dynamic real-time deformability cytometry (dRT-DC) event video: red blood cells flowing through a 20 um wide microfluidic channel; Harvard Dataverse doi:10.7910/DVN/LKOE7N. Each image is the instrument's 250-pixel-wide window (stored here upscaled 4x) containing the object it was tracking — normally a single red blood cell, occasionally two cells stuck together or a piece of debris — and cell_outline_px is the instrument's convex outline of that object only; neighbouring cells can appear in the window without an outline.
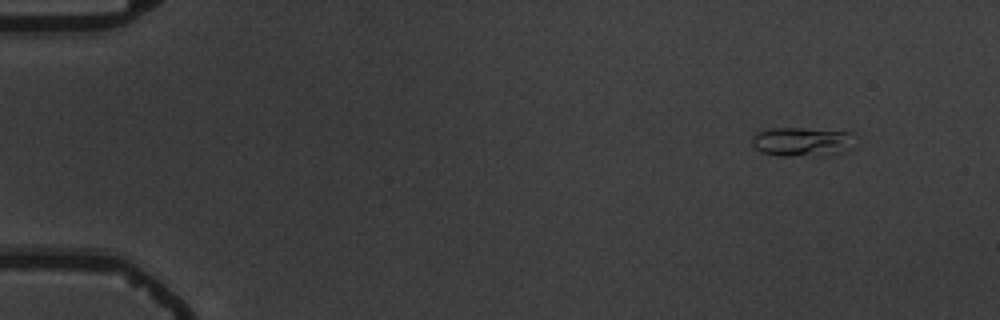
{"species": "common noctule bat (a hibernating species)", "species_latin": "Nyctalus noctula", "temperature_condition": "warm", "stored_images_in_passage": 6, "camera_frame_rate_fps": 3000, "um_per_image_px": 0.085, "animal": {"sex": "male", "body_mass_g": 19.5, "forearm_length_mm": 54.6}, "frame": {"image": 1, "passage_image": 1, "time_ms": 0.0, "image_size_px": [1000, 320], "cell_outline_px": [[860, 144], [844, 152], [832, 156], [780, 156], [760, 152], [752, 144], [752, 136], [756, 132], [772, 128], [804, 128], [856, 132]], "centroid_in_image_um": [68.35, 12.06], "position_along_channel_um": 16.7, "area_um2": 18.55}}
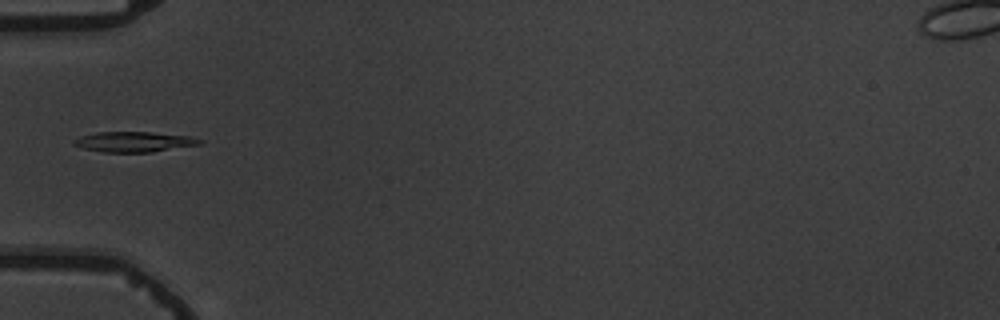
{"frame": {"image": 2, "passage_image": 5, "time_ms": 4.667, "image_size_px": [1000, 320], "cell_outline_px": [[204, 140], [200, 144], [152, 152], [104, 152], [84, 148], [72, 144], [72, 140], [80, 136], [96, 132], [148, 132], [192, 136]], "centroid_in_image_um": [11.39, 12.05], "position_along_channel_um": 73.6, "area_um2": 14.85}}
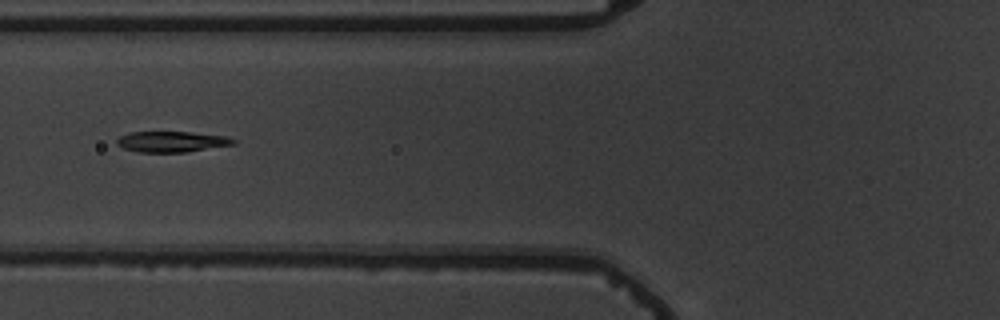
{"frame": {"image": 3, "passage_image": 6, "time_ms": 5.667, "image_size_px": [1000, 320], "cell_outline_px": [[236, 144], [188, 152], [140, 152], [124, 148], [116, 144], [116, 140], [120, 136], [128, 132], [192, 132], [228, 136], [236, 140]], "centroid_in_image_um": [14.63, 12.04], "position_along_channel_um": 111.2, "area_um2": 14.22}}